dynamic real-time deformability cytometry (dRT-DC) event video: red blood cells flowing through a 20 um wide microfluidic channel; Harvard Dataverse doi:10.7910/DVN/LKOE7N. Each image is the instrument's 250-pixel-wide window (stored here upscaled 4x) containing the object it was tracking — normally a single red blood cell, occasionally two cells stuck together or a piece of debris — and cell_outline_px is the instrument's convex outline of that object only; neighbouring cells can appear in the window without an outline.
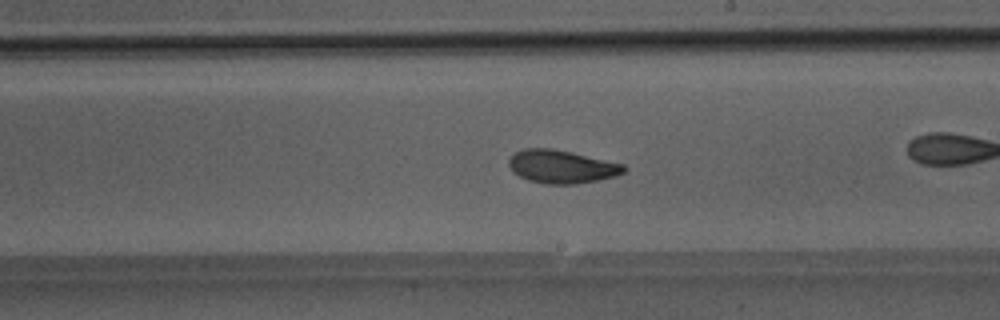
{"species": "Egyptian fruit bat (a non-hibernating species)", "species_latin": "Rousettus aegyptiacus", "temperature_condition": "room temperature", "stored_images_in_passage": 50, "camera_frame_rate_fps": 3000, "um_per_image_px": 0.085, "animal": {"sex": "male"}, "frame": {"image": 1, "passage_image": 29, "time_ms": 9.333, "image_size_px": [1000, 320], "cell_outline_px": [[628, 168], [624, 172], [616, 176], [576, 184], [544, 184], [528, 180], [512, 172], [508, 164], [508, 160], [516, 152], [524, 148], [552, 148], [572, 152], [624, 164]], "centroid_in_image_um": [47.74, 14.16], "position_along_channel_um": 241.3, "area_um2": 22.31}}